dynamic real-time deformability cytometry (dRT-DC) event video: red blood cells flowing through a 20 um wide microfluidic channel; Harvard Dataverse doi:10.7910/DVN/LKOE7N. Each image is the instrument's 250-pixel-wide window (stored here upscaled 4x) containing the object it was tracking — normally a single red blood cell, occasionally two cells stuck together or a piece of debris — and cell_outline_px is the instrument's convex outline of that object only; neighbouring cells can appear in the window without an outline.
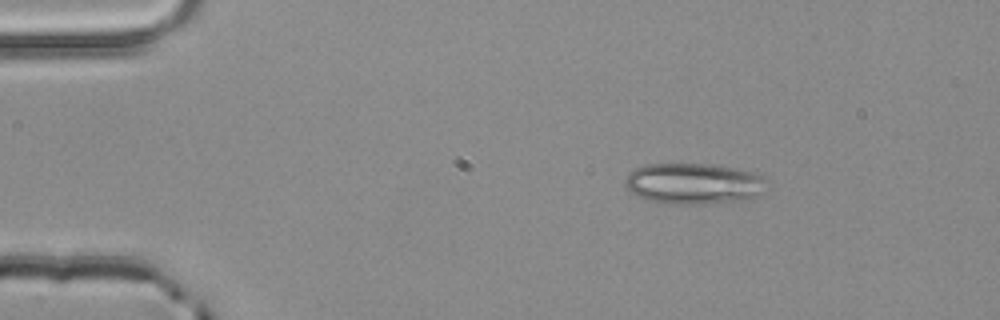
{"species": "common noctule bat (a hibernating species)", "species_latin": "Nyctalus noctula", "temperature_condition": "room temperature", "stored_images_in_passage": 3, "camera_frame_rate_fps": 3000, "um_per_image_px": 0.085, "animal": {"sex": "male", "body_mass_g": 20.4}, "frame": {"image": 1, "passage_image": 1, "time_ms": 0.0, "image_size_px": [1000, 320], "cell_outline_px": [[764, 192], [752, 200], [708, 204], [660, 204], [636, 196], [624, 184], [624, 180], [628, 172], [644, 164], [708, 164], [736, 168], [756, 172], [764, 176]], "centroid_in_image_um": [58.98, 15.62], "position_along_channel_um": 26.0, "area_um2": 34.56}}